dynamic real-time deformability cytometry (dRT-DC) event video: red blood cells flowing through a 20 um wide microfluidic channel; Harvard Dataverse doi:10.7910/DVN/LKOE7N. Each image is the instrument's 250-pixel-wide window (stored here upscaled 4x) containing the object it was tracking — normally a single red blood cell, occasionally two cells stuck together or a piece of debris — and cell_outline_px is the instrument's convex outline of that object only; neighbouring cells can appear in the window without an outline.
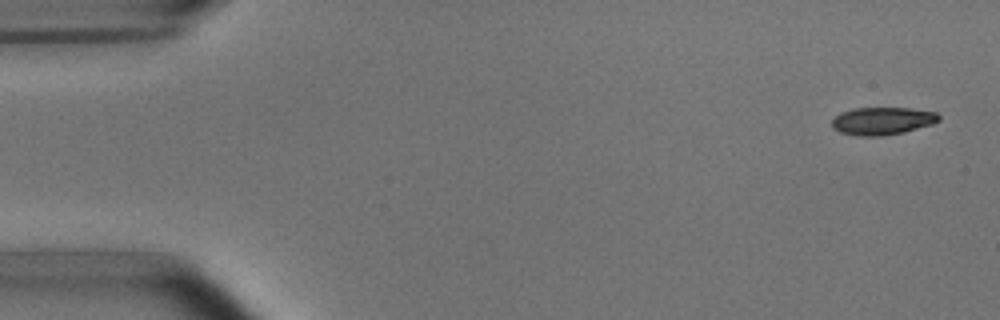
{"species": "common noctule bat (a hibernating species)", "species_latin": "Nyctalus noctula", "temperature_condition": "room temperature", "stored_images_in_passage": 52, "camera_frame_rate_fps": 3000, "um_per_image_px": 0.085, "animal": {"sex": "male", "body_mass_g": 15.6}, "frame": {"image": 1, "passage_image": 2, "time_ms": 0.333, "image_size_px": [1000, 320], "cell_outline_px": [[940, 120], [932, 124], [904, 132], [880, 136], [856, 136], [840, 132], [832, 128], [832, 120], [840, 112], [852, 108], [908, 108], [936, 112], [940, 116]], "centroid_in_image_um": [74.98, 10.28], "position_along_channel_um": 10.0, "area_um2": 17.28}}
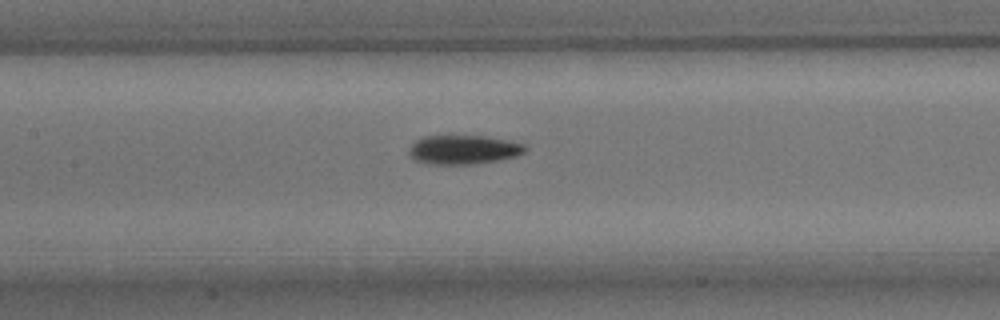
{"frame": {"image": 2, "passage_image": 24, "time_ms": 7.667, "image_size_px": [1000, 320], "cell_outline_px": [[528, 148], [524, 152], [516, 156], [500, 160], [476, 164], [424, 164], [412, 160], [408, 152], [408, 148], [416, 140], [424, 136], [484, 136], [508, 140], [524, 144]], "centroid_in_image_um": [39.36, 12.73], "position_along_channel_um": 168.0, "area_um2": 19.94}}
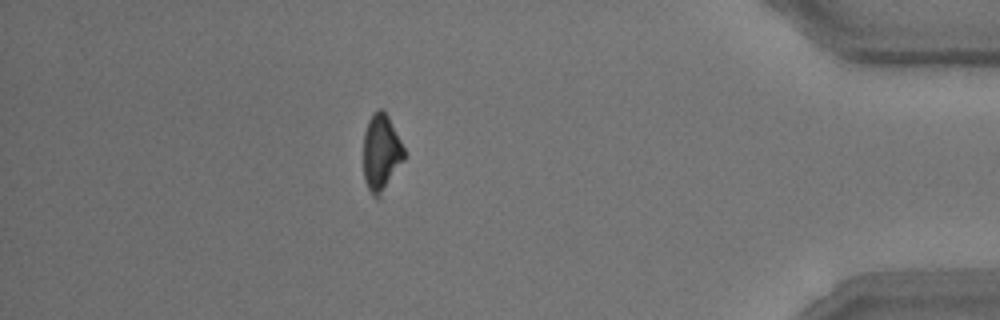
{"frame": {"image": 3, "passage_image": 46, "time_ms": 15.0, "image_size_px": [1000, 320], "cell_outline_px": [[404, 160], [380, 200], [376, 200], [372, 196], [364, 180], [364, 132], [368, 120], [372, 112], [380, 108], [388, 116], [404, 148]], "centroid_in_image_um": [32.39, 13.05], "position_along_channel_um": 402.8, "area_um2": 18.5}, "authors_computed_cell_mechanics": {"area_um2": 18.6405, "velocity_mm_per_s": 3.7996, "shape_relaxation_time_tau1_ms": 2.7774, "shape_relaxation_time_tau2_ms": null, "deformation_change_tau1": 0.12, "deformation_change_tau2": null}}